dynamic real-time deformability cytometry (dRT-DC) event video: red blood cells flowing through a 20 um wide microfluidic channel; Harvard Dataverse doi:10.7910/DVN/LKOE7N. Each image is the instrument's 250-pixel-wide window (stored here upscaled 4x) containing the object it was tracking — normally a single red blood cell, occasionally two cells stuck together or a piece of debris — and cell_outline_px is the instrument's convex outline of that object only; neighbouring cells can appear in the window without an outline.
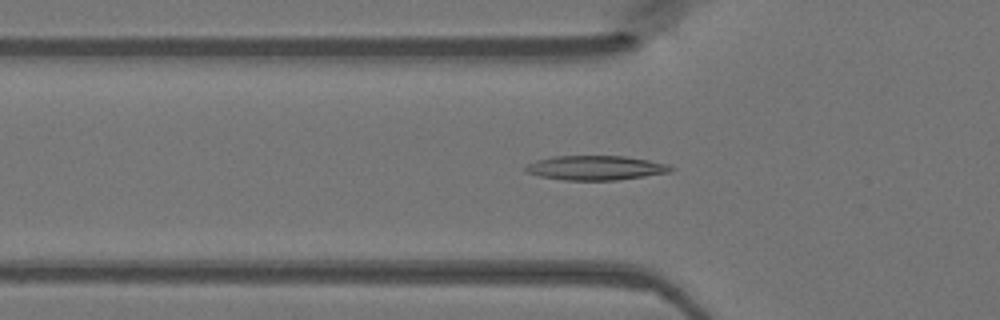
{"species": "Egyptian fruit bat (a non-hibernating species)", "species_latin": "Rousettus aegyptiacus", "temperature_condition": "warm", "stored_images_in_passage": 38, "camera_frame_rate_fps": 3000, "um_per_image_px": 0.085, "animal": {"sex": "female"}, "frame": {"image": 1, "passage_image": 6, "time_ms": 1.667, "image_size_px": [1000, 320], "cell_outline_px": [[676, 168], [672, 172], [616, 180], [564, 180], [540, 176], [524, 172], [524, 168], [528, 164], [536, 160], [552, 156], [624, 156], [648, 160], [668, 164]], "centroid_in_image_um": [50.63, 14.26], "position_along_channel_um": 75.2, "area_um2": 20.75}}
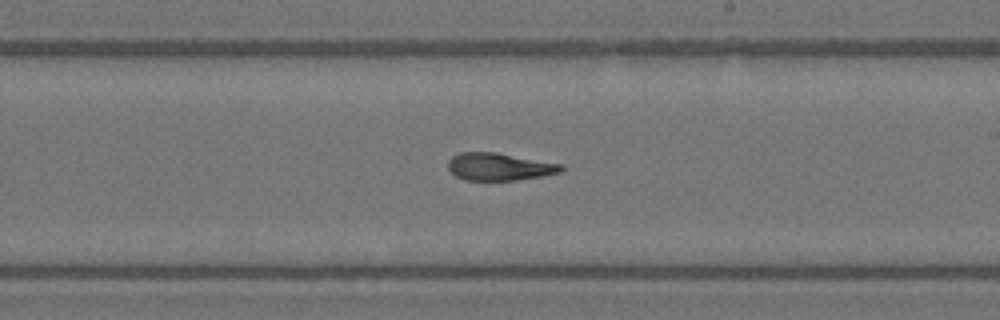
{"frame": {"image": 2, "passage_image": 18, "time_ms": 5.667, "image_size_px": [1000, 320], "cell_outline_px": [[564, 168], [560, 172], [540, 176], [516, 180], [464, 180], [456, 176], [448, 168], [448, 160], [452, 156], [460, 152], [496, 152], [564, 164]], "centroid_in_image_um": [42.44, 14.16], "position_along_channel_um": 246.6, "area_um2": 18.15}}
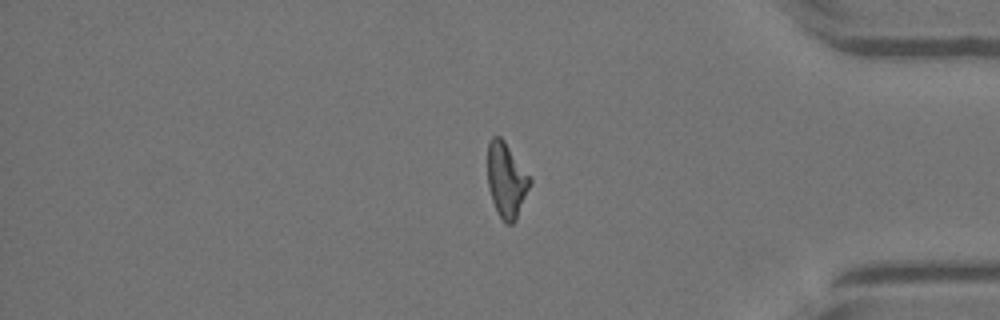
{"frame": {"image": 3, "passage_image": 30, "time_ms": 9.667, "image_size_px": [1000, 320], "cell_outline_px": [[532, 184], [516, 220], [512, 224], [504, 224], [496, 212], [488, 188], [488, 144], [492, 136], [500, 136], [504, 140], [532, 180]], "centroid_in_image_um": [43.05, 15.36], "position_along_channel_um": 392.2, "area_um2": 18.61}}